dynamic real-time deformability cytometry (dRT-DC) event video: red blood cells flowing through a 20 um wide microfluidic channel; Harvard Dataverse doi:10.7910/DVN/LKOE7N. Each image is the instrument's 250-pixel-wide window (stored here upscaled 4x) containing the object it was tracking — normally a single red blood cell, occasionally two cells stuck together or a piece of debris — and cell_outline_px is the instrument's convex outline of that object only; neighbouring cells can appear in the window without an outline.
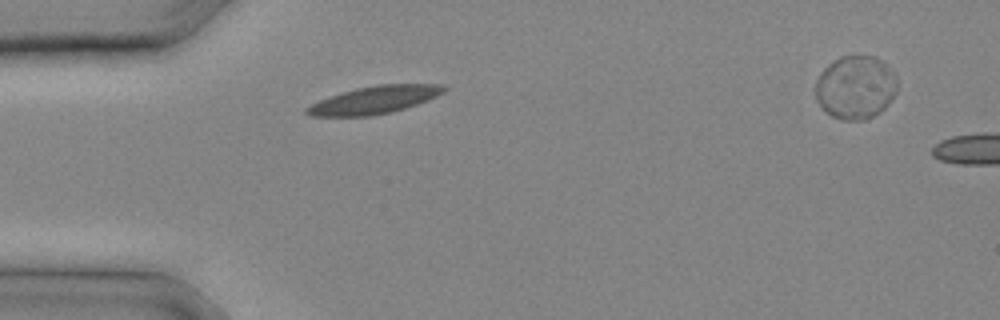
{"species": "common noctule bat (a hibernating species)", "species_latin": "Nyctalus noctula", "temperature_condition": "cold", "stored_images_in_passage": 8, "camera_frame_rate_fps": 3000, "um_per_image_px": 0.085, "animal": {"sex": "male", "body_mass_g": 20.4}, "frame": {"image": 1, "passage_image": 1, "time_ms": 0.0, "image_size_px": [1000, 320], "cell_outline_px": [[448, 88], [444, 92], [428, 100], [392, 112], [372, 116], [308, 116], [304, 112], [304, 108], [320, 100], [356, 88], [376, 84], [444, 84]], "centroid_in_image_um": [31.84, 8.49], "position_along_channel_um": 53.2, "area_um2": 22.02}}
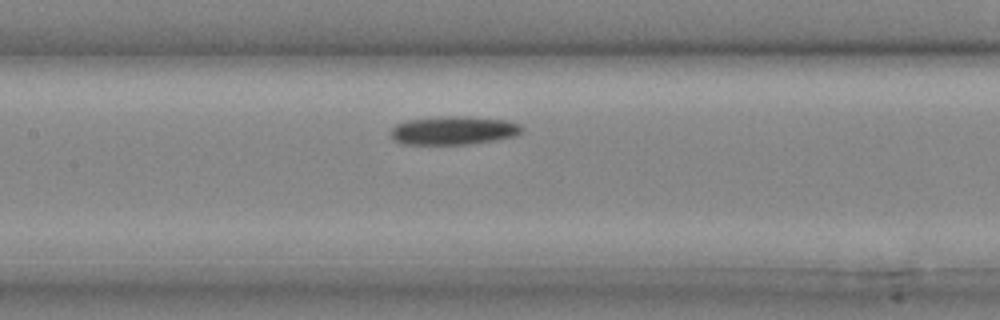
{"frame": {"image": 2, "passage_image": 6, "time_ms": 1.667, "image_size_px": [1000, 320], "cell_outline_px": [[524, 128], [516, 136], [496, 140], [468, 144], [404, 144], [396, 140], [392, 136], [392, 128], [396, 124], [408, 120], [448, 116], [468, 116], [504, 120], [520, 124]], "centroid_in_image_um": [38.6, 11.09], "position_along_channel_um": 168.8, "area_um2": 21.56}}
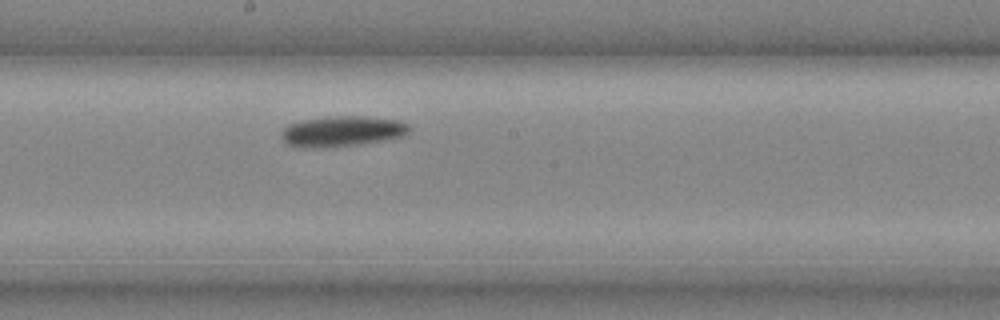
{"frame": {"image": 3, "passage_image": 8, "time_ms": 2.333, "image_size_px": [1000, 320], "cell_outline_px": [[412, 128], [408, 136], [360, 144], [320, 148], [304, 148], [288, 144], [280, 136], [280, 132], [288, 124], [304, 120], [328, 116], [364, 116], [400, 120], [408, 124]], "centroid_in_image_um": [29.13, 11.16], "position_along_channel_um": 219.1, "area_um2": 23.12}}